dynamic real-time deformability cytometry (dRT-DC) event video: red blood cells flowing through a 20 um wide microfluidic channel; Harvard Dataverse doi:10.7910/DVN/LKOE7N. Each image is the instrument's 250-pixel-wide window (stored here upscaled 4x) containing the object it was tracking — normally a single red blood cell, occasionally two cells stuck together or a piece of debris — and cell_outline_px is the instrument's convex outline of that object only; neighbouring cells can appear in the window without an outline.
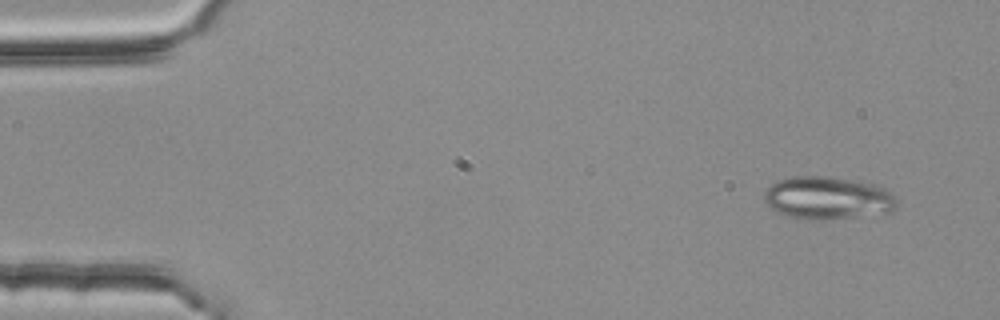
{"species": "common noctule bat (a hibernating species)", "species_latin": "Nyctalus noctula", "temperature_condition": "room temperature", "stored_images_in_passage": 51, "camera_frame_rate_fps": 3000, "um_per_image_px": 0.085, "animal": {"sex": "female", "body_mass_g": 25.1}, "frame": {"image": 1, "passage_image": 1, "time_ms": 0.0, "image_size_px": [1000, 320], "cell_outline_px": [[896, 208], [892, 212], [816, 220], [812, 220], [788, 216], [776, 212], [764, 200], [764, 192], [776, 180], [792, 176], [824, 176], [876, 184], [892, 192], [896, 200]], "centroid_in_image_um": [70.34, 16.82], "position_along_channel_um": 14.7, "area_um2": 32.83}}
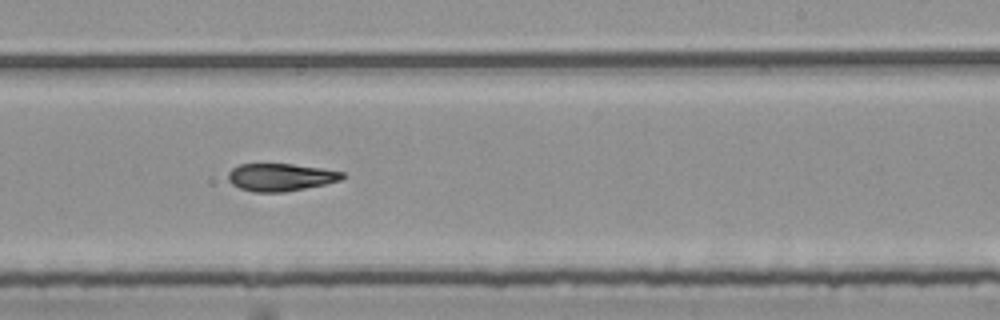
{"frame": {"image": 2, "passage_image": 30, "time_ms": 9.667, "image_size_px": [1000, 320], "cell_outline_px": [[344, 176], [340, 180], [324, 184], [284, 192], [256, 192], [240, 188], [232, 184], [228, 180], [228, 172], [232, 168], [240, 164], [292, 164], [324, 168], [344, 172]], "centroid_in_image_um": [23.84, 15.05], "position_along_channel_um": 265.2, "area_um2": 18.26}}
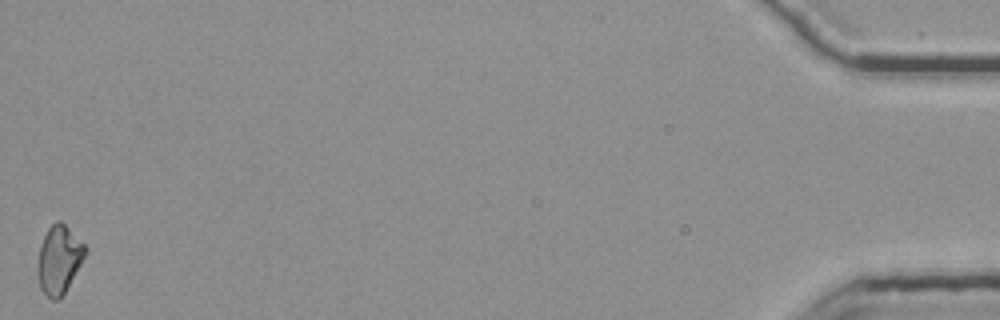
{"frame": {"image": 3, "passage_image": 51, "time_ms": 16.667, "image_size_px": [1000, 320], "cell_outline_px": [[88, 252], [64, 292], [56, 300], [52, 300], [40, 288], [36, 276], [36, 268], [40, 244], [48, 228], [56, 220], [60, 220], [88, 248]], "centroid_in_image_um": [4.99, 22.05], "position_along_channel_um": 430.2, "area_um2": 18.9}}